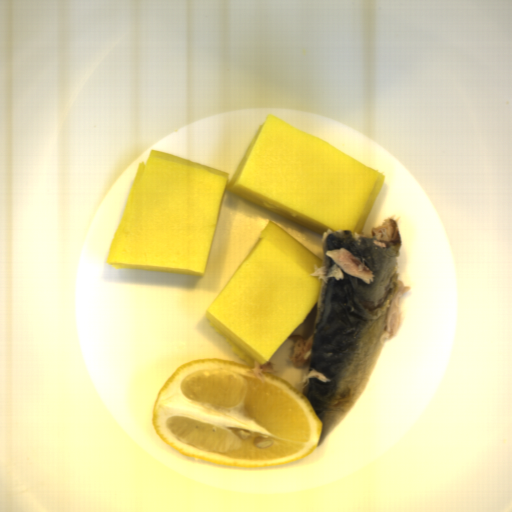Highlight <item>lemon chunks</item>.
<instances>
[{
  "mask_svg": "<svg viewBox=\"0 0 512 512\" xmlns=\"http://www.w3.org/2000/svg\"><path fill=\"white\" fill-rule=\"evenodd\" d=\"M151 423L182 454L247 468L300 461L323 432L309 398L290 381L219 358L177 367L157 390Z\"/></svg>",
  "mask_w": 512,
  "mask_h": 512,
  "instance_id": "e0be4373",
  "label": "lemon chunks"
}]
</instances>
